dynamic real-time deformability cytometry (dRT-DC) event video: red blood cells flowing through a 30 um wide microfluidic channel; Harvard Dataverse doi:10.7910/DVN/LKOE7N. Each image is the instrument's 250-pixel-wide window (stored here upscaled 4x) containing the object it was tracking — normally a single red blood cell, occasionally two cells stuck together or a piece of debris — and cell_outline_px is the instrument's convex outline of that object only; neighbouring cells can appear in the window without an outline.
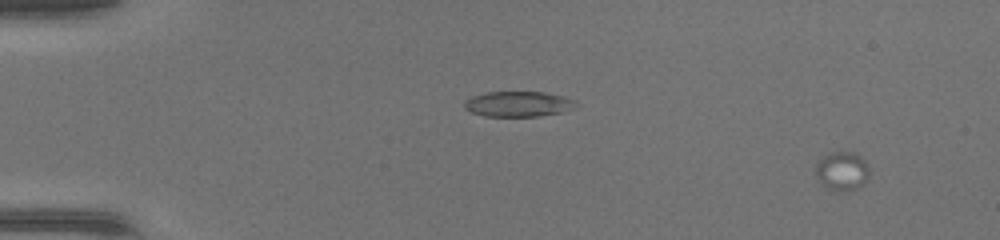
{"species": "common noctule bat (a hibernating species)", "species_latin": "Nyctalus noctula", "temperature_condition": "warm", "stored_images_in_passage": 14, "camera_frame_rate_fps": 3000, "um_per_image_px": 0.085, "animal": {"sex": "female", "body_mass_g": 17.0, "forearm_length_mm": 48.0}, "frame": {"image": 1, "passage_image": 4, "time_ms": 1.0, "image_size_px": [1000, 240], "cell_outline_px": [[868, 176], [864, 184], [860, 188], [844, 192], [832, 192], [824, 188], [816, 176], [816, 164], [824, 156], [832, 152], [856, 152], [868, 164]], "centroid_in_image_um": [71.58, 14.59], "position_along_channel_um": 13.4, "area_um2": 12.48}}